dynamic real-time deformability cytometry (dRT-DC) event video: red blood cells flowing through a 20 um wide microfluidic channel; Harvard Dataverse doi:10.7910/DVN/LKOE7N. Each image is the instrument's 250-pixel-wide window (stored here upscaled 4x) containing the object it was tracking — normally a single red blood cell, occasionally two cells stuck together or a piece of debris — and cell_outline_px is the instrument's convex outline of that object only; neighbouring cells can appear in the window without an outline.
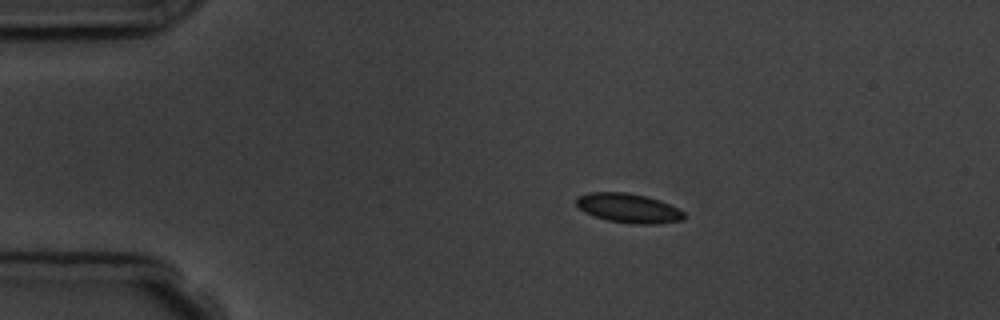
{"species": "common noctule bat (a hibernating species)", "species_latin": "Nyctalus noctula", "temperature_condition": "room temperature", "stored_images_in_passage": 10, "camera_frame_rate_fps": 3000, "um_per_image_px": 0.085, "animal": {"sex": "male", "body_mass_g": 19.5, "forearm_length_mm": 54.6}, "frame": {"image": 1, "passage_image": 2, "time_ms": 1.0, "image_size_px": [1000, 320], "cell_outline_px": [[684, 220], [656, 224], [632, 224], [608, 220], [584, 212], [576, 204], [576, 196], [588, 192], [628, 192], [660, 200], [684, 212]], "centroid_in_image_um": [53.4, 17.69], "position_along_channel_um": 31.6, "area_um2": 18.38}}
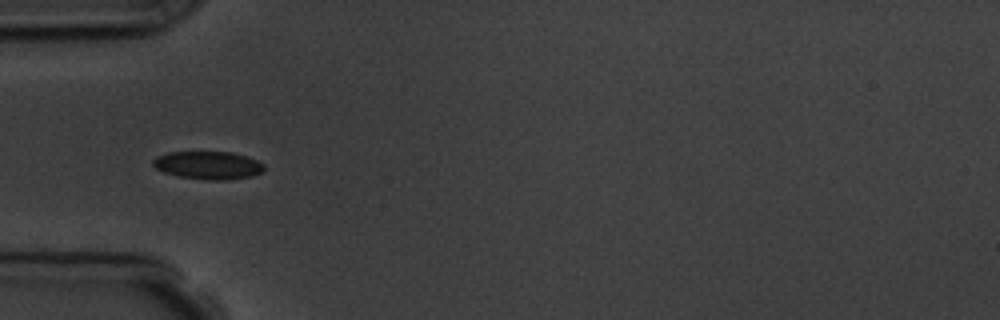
{"frame": {"image": 2, "passage_image": 4, "time_ms": 3.333, "image_size_px": [1000, 320], "cell_outline_px": [[264, 168], [260, 172], [252, 176], [224, 180], [208, 180], [180, 176], [164, 172], [156, 168], [152, 164], [152, 160], [156, 156], [168, 152], [232, 152], [256, 160], [264, 164]], "centroid_in_image_um": [17.66, 14.04], "position_along_channel_um": 67.3, "area_um2": 17.92}}
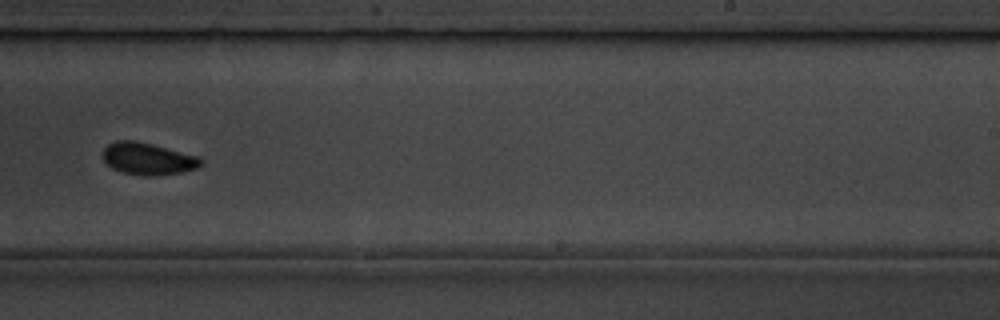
{"frame": {"image": 3, "passage_image": 9, "time_ms": 9.0, "image_size_px": [1000, 320], "cell_outline_px": [[204, 160], [196, 168], [180, 172], [156, 176], [144, 176], [120, 172], [112, 168], [104, 160], [104, 148], [108, 144], [116, 140], [132, 140], [152, 144], [200, 156]], "centroid_in_image_um": [12.58, 13.49], "position_along_channel_um": 276.4, "area_um2": 18.32}}